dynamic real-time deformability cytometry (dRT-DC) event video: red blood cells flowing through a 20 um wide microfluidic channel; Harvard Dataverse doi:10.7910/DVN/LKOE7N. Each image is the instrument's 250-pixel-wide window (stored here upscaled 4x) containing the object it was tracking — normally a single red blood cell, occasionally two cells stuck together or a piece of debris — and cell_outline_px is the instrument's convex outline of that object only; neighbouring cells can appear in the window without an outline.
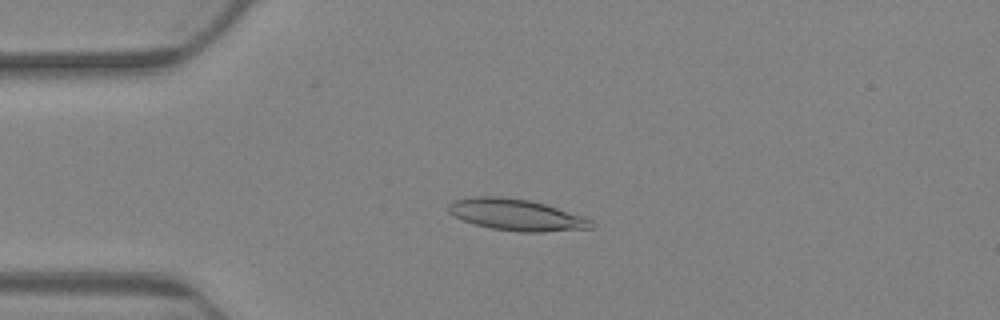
{"species": "Egyptian fruit bat (a non-hibernating species)", "species_latin": "Rousettus aegyptiacus", "temperature_condition": "warm", "stored_images_in_passage": 41, "camera_frame_rate_fps": 3000, "um_per_image_px": 0.085, "animal": {"sex": "female"}, "frame": {"image": 1, "passage_image": 3, "time_ms": 0.667, "image_size_px": [1000, 320], "cell_outline_px": [[592, 228], [544, 232], [516, 232], [492, 228], [476, 224], [452, 216], [448, 212], [448, 204], [452, 200], [476, 196], [500, 196], [528, 200], [544, 204], [588, 216], [592, 220]], "centroid_in_image_um": [43.9, 18.25], "position_along_channel_um": 41.1, "area_um2": 26.41}}
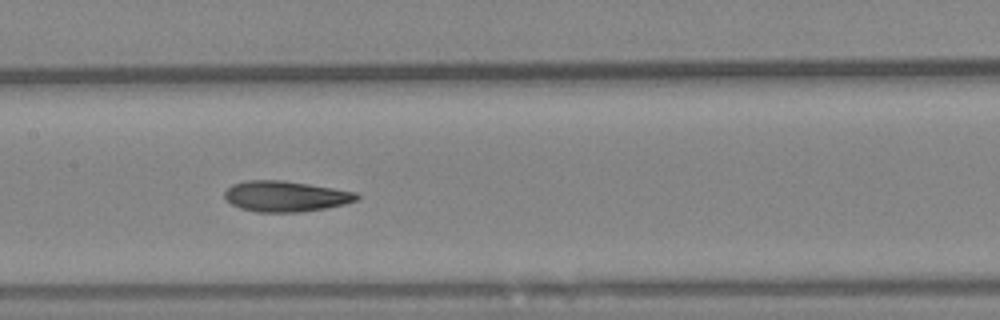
{"frame": {"image": 2, "passage_image": 18, "time_ms": 5.667, "image_size_px": [1000, 320], "cell_outline_px": [[360, 196], [356, 200], [344, 204], [324, 208], [300, 212], [256, 212], [240, 208], [232, 204], [224, 196], [224, 192], [232, 184], [244, 180], [280, 180], [308, 184], [356, 192]], "centroid_in_image_um": [24.24, 16.68], "position_along_channel_um": 183.2, "area_um2": 23.47}}
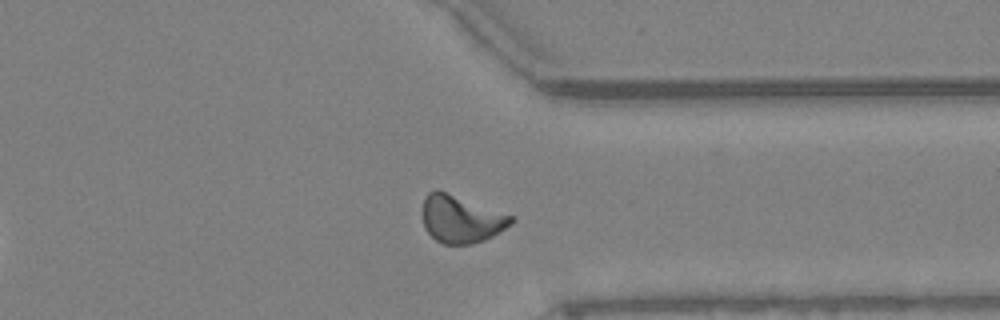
{"frame": {"image": 3, "passage_image": 35, "time_ms": 11.333, "image_size_px": [1000, 320], "cell_outline_px": [[512, 224], [492, 236], [484, 240], [472, 244], [444, 244], [436, 240], [424, 228], [424, 196], [428, 192], [436, 188], [512, 216]], "centroid_in_image_um": [39.16, 18.62], "position_along_channel_um": 372.2, "area_um2": 24.1}, "authors_computed_cell_mechanics": {"area_um2": 23.409, "velocity_mm_per_s": 3.3596, "shape_relaxation_time_tau1_ms": null, "shape_relaxation_time_tau2_ms": 4.0601, "deformation_change_tau1": null, "deformation_change_tau2": 0.108}}